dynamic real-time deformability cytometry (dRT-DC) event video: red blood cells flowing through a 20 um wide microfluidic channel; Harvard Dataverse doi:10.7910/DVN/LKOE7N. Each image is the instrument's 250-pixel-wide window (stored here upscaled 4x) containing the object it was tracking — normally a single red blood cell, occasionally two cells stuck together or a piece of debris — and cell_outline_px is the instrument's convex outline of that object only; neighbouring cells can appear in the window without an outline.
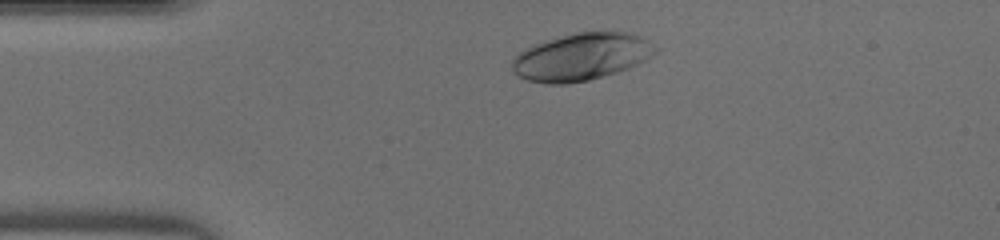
{"species": "human", "species_latin": "Homo sapiens", "temperature_condition": "warm", "stored_images_in_passage": 31, "camera_frame_rate_fps": 3000, "um_per_image_px": 0.085, "donor": {"sex": "male"}, "frame": {"image": 1, "passage_image": 4, "time_ms": 1.0, "image_size_px": [1000, 240], "cell_outline_px": [[660, 52], [648, 60], [628, 68], [616, 72], [588, 80], [568, 84], [548, 84], [528, 80], [512, 72], [512, 60], [524, 48], [548, 40], [576, 32], [628, 32], [640, 36], [660, 48]], "centroid_in_image_um": [49.47, 4.83], "position_along_channel_um": 35.5, "area_um2": 39.54}}
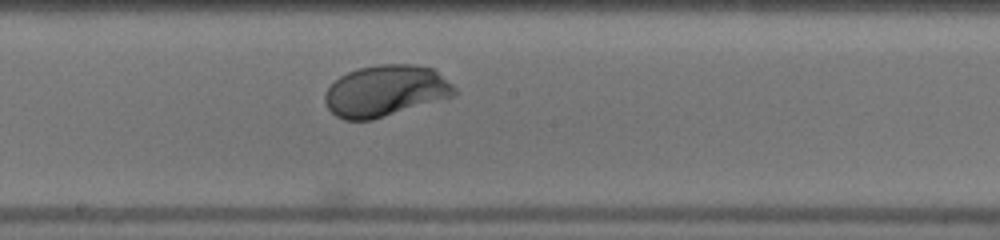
{"frame": {"image": 2, "passage_image": 19, "time_ms": 6.0, "image_size_px": [1000, 240], "cell_outline_px": [[456, 92], [452, 96], [372, 120], [344, 120], [336, 116], [328, 108], [324, 100], [324, 96], [328, 88], [340, 76], [348, 72], [360, 68], [380, 64], [416, 64], [432, 68], [452, 84], [456, 88]], "centroid_in_image_um": [32.75, 7.72], "position_along_channel_um": 215.5, "area_um2": 38.32}}
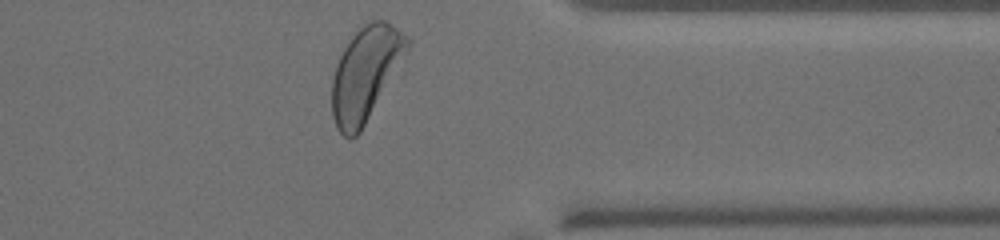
{"frame": {"image": 3, "passage_image": 31, "time_ms": 10.0, "image_size_px": [1000, 240], "cell_outline_px": [[412, 40], [408, 48], [360, 132], [352, 140], [348, 140], [336, 128], [332, 116], [332, 76], [336, 64], [344, 48], [352, 36], [364, 24], [372, 20], [384, 20], [408, 36]], "centroid_in_image_um": [31.03, 6.27], "position_along_channel_um": 380.4, "area_um2": 40.29}}